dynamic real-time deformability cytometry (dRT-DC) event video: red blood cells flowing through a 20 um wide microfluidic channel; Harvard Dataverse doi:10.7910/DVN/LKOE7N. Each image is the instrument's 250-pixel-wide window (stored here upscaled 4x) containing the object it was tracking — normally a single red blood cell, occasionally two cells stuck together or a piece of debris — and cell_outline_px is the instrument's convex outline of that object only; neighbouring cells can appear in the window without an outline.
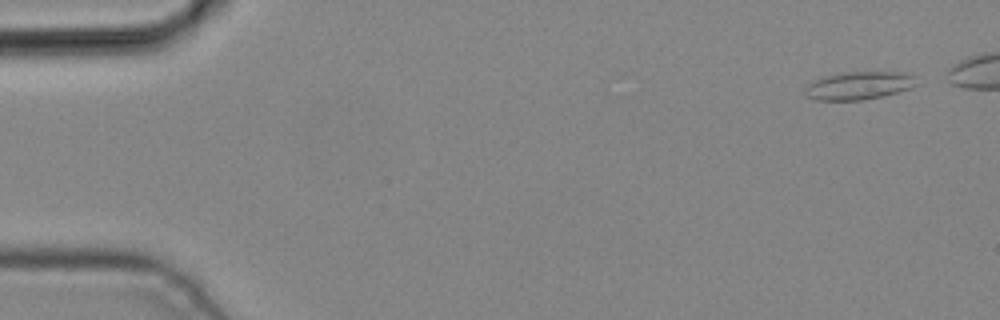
{"species": "common noctule bat (a hibernating species)", "species_latin": "Nyctalus noctula", "temperature_condition": "cold", "stored_images_in_passage": 4, "camera_frame_rate_fps": 3000, "um_per_image_px": 0.085, "animal": {"sex": "male", "body_mass_g": 19.2, "forearm_length_mm": 51.8}, "frame": {"image": 1, "passage_image": 1, "time_ms": 0.0, "image_size_px": [1000, 320], "cell_outline_px": [[920, 84], [912, 88], [864, 100], [816, 100], [804, 96], [804, 88], [808, 84], [820, 76], [844, 72], [908, 72], [916, 76]], "centroid_in_image_um": [73.02, 7.26], "position_along_channel_um": 12.0, "area_um2": 18.61}}